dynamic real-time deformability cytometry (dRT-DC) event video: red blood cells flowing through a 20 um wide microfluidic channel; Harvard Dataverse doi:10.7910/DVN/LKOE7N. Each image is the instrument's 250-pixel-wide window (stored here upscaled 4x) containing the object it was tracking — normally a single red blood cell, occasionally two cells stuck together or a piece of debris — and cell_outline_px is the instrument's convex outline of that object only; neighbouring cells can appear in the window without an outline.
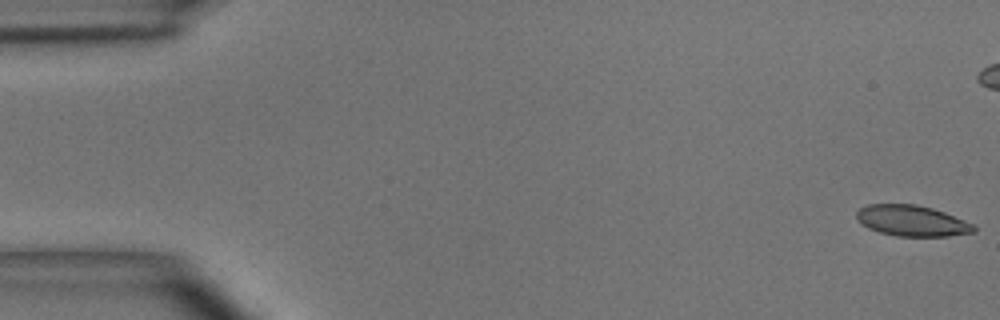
{"species": "common noctule bat (a hibernating species)", "species_latin": "Nyctalus noctula", "temperature_condition": "room temperature", "stored_images_in_passage": 55, "camera_frame_rate_fps": 3000, "um_per_image_px": 0.085, "animal": {"sex": "male", "body_mass_g": 15.6}, "frame": {"image": 1, "passage_image": 1, "time_ms": 0.0, "image_size_px": [1000, 320], "cell_outline_px": [[976, 232], [948, 236], [896, 236], [880, 232], [868, 228], [856, 220], [856, 212], [860, 208], [868, 204], [916, 204], [932, 208], [944, 212], [964, 220], [972, 224], [976, 228]], "centroid_in_image_um": [77.49, 18.76], "position_along_channel_um": 7.5, "area_um2": 21.1}}
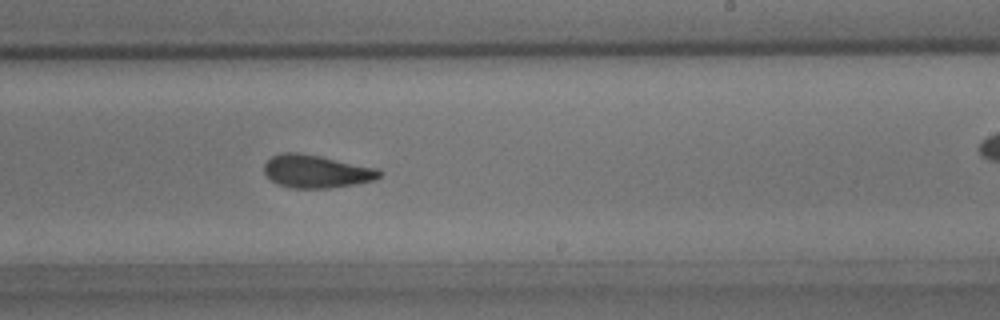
{"frame": {"image": 2, "passage_image": 33, "time_ms": 10.667, "image_size_px": [1000, 320], "cell_outline_px": [[384, 172], [376, 180], [356, 184], [332, 188], [292, 188], [276, 184], [264, 172], [264, 164], [272, 156], [280, 152], [300, 152], [380, 168]], "centroid_in_image_um": [26.93, 14.56], "position_along_channel_um": 262.1, "area_um2": 22.48}}
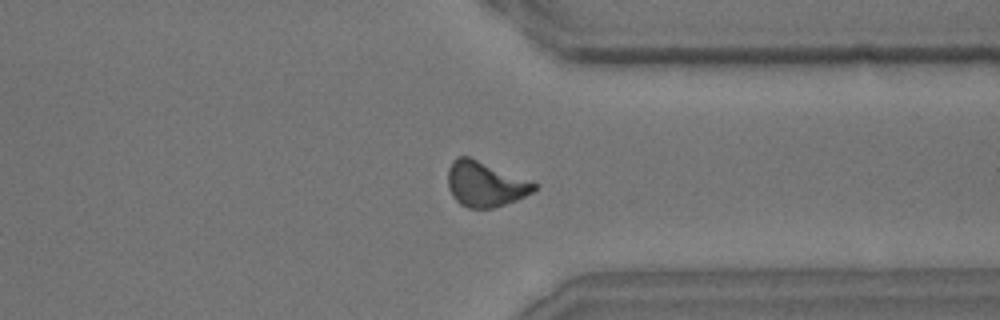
{"frame": {"image": 3, "passage_image": 42, "time_ms": 13.667, "image_size_px": [1000, 320], "cell_outline_px": [[540, 184], [532, 192], [516, 200], [492, 208], [468, 208], [460, 204], [452, 196], [448, 188], [448, 168], [452, 160], [456, 156], [468, 156], [532, 180]], "centroid_in_image_um": [41.24, 15.63], "position_along_channel_um": 370.2, "area_um2": 22.95}, "authors_computed_cell_mechanics": {"area_um2": 22.1952, "velocity_mm_per_s": 3.6653, "shape_relaxation_time_tau1_ms": 6.5117, "shape_relaxation_time_tau2_ms": 2.4132, "deformation_change_tau1": 0.1483, "deformation_change_tau2": 0.083}}